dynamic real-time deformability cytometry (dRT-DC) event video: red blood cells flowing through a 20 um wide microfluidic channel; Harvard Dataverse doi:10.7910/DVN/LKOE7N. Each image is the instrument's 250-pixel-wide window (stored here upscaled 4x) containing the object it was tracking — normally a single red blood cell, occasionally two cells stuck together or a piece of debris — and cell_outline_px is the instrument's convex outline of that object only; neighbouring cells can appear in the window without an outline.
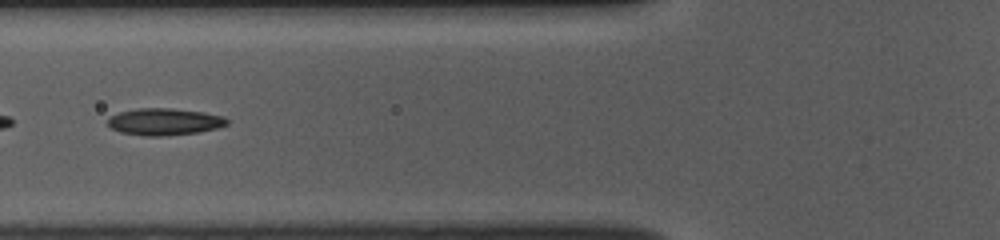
{"species": "common noctule bat (a hibernating species)", "species_latin": "Nyctalus noctula", "temperature_condition": "room temperature", "stored_images_in_passage": 52, "segment_of_instrument_passage": [2, 2], "camera_frame_rate_fps": 3000, "um_per_image_px": 0.085, "animal": {"sex": "female", "body_mass_g": 10.0, "forearm_length_mm": 53.1}, "frame": {"image": 1, "passage_image": 20, "time_ms": 6.333, "image_size_px": [1000, 240], "cell_outline_px": [[228, 124], [216, 128], [196, 132], [160, 136], [144, 136], [120, 132], [112, 128], [108, 124], [108, 120], [112, 116], [120, 112], [136, 108], [172, 108], [204, 112], [224, 116], [228, 120]], "centroid_in_image_um": [13.98, 10.34], "position_along_channel_um": 111.8, "area_um2": 18.55}}
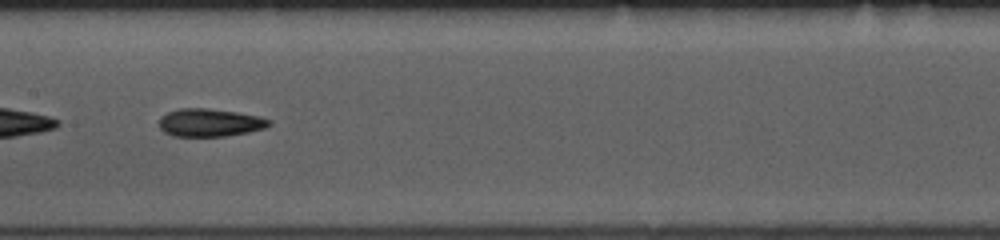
{"frame": {"image": 2, "passage_image": 26, "time_ms": 8.333, "image_size_px": [1000, 240], "cell_outline_px": [[272, 124], [264, 128], [248, 132], [224, 136], [172, 136], [164, 132], [160, 128], [160, 116], [168, 112], [180, 108], [208, 108], [236, 112], [260, 116], [272, 120]], "centroid_in_image_um": [17.84, 10.42], "position_along_channel_um": 189.6, "area_um2": 17.92}}
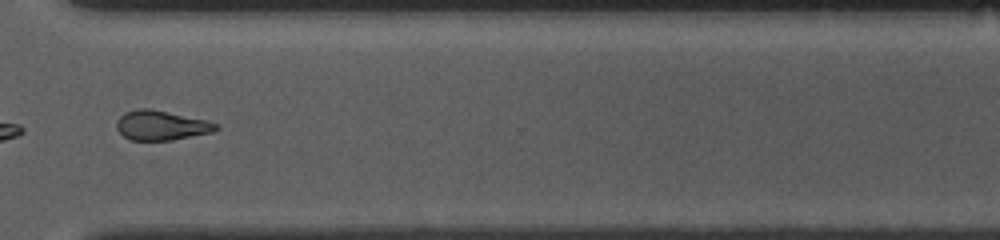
{"frame": {"image": 3, "passage_image": 39, "time_ms": 12.667, "image_size_px": [1000, 240], "cell_outline_px": [[220, 128], [212, 132], [172, 140], [132, 140], [124, 136], [116, 128], [116, 120], [124, 112], [136, 108], [148, 108], [208, 120], [216, 124]], "centroid_in_image_um": [13.68, 10.64], "position_along_channel_um": 356.9, "area_um2": 17.17}}